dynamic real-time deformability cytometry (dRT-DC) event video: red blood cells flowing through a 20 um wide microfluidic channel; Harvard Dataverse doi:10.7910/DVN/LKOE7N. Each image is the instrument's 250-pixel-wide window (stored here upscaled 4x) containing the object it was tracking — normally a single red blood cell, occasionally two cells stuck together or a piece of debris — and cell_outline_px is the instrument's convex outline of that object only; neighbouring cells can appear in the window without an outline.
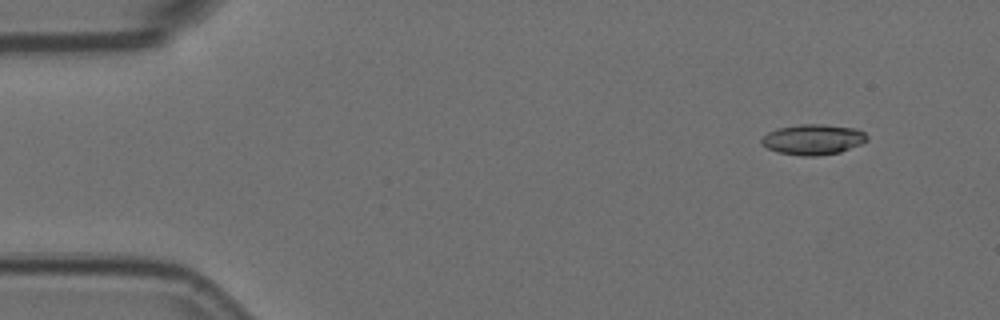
{"species": "Egyptian fruit bat (a non-hibernating species)", "species_latin": "Rousettus aegyptiacus", "temperature_condition": "room temperature", "stored_images_in_passage": 5, "camera_frame_rate_fps": 3000, "um_per_image_px": 0.085, "animal": {"sex": "female"}, "frame": {"image": 1, "passage_image": 2, "time_ms": 0.333, "image_size_px": [1000, 320], "cell_outline_px": [[868, 140], [860, 144], [840, 152], [816, 156], [804, 156], [776, 152], [760, 144], [760, 140], [768, 132], [776, 128], [800, 124], [820, 124], [856, 128], [864, 132], [868, 136]], "centroid_in_image_um": [69.09, 11.85], "position_along_channel_um": 15.9, "area_um2": 18.79}}
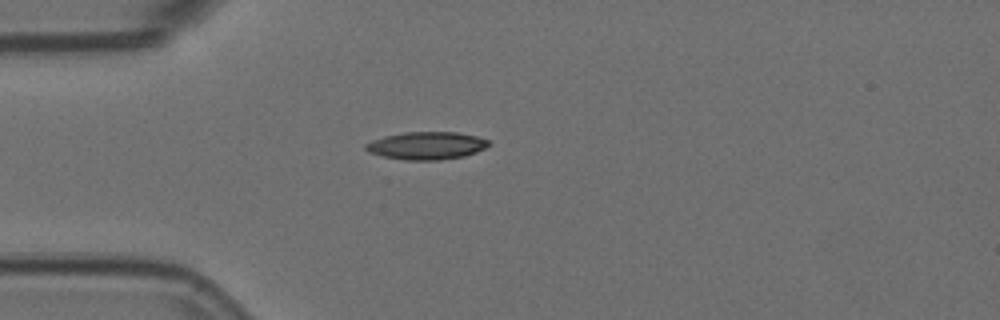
{"frame": {"image": 2, "passage_image": 5, "time_ms": 1.333, "image_size_px": [1000, 320], "cell_outline_px": [[488, 144], [484, 148], [476, 152], [464, 156], [440, 160], [404, 160], [384, 156], [368, 152], [364, 148], [364, 144], [372, 140], [384, 136], [404, 132], [456, 132], [476, 136], [488, 140]], "centroid_in_image_um": [36.21, 12.38], "position_along_channel_um": 48.8, "area_um2": 19.77}}